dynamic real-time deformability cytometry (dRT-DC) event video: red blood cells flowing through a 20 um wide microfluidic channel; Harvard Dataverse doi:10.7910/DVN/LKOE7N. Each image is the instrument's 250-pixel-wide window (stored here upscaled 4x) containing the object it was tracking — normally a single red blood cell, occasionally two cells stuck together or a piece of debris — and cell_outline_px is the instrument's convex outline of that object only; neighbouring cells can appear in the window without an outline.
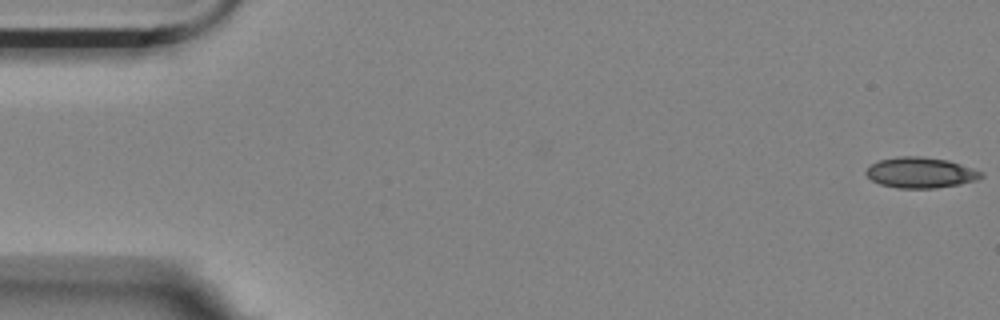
{"species": "Egyptian fruit bat (a non-hibernating species)", "species_latin": "Rousettus aegyptiacus", "temperature_condition": "room temperature", "stored_images_in_passage": 4, "camera_frame_rate_fps": 3000, "um_per_image_px": 0.085, "animal": {"sex": "female"}, "frame": {"image": 1, "passage_image": 1, "time_ms": 0.0, "image_size_px": [1000, 320], "cell_outline_px": [[984, 176], [976, 180], [960, 184], [936, 188], [896, 188], [880, 184], [872, 180], [864, 172], [872, 164], [880, 160], [896, 156], [920, 156], [948, 160], [984, 172]], "centroid_in_image_um": [78.26, 14.67], "position_along_channel_um": 6.7, "area_um2": 20.58}}